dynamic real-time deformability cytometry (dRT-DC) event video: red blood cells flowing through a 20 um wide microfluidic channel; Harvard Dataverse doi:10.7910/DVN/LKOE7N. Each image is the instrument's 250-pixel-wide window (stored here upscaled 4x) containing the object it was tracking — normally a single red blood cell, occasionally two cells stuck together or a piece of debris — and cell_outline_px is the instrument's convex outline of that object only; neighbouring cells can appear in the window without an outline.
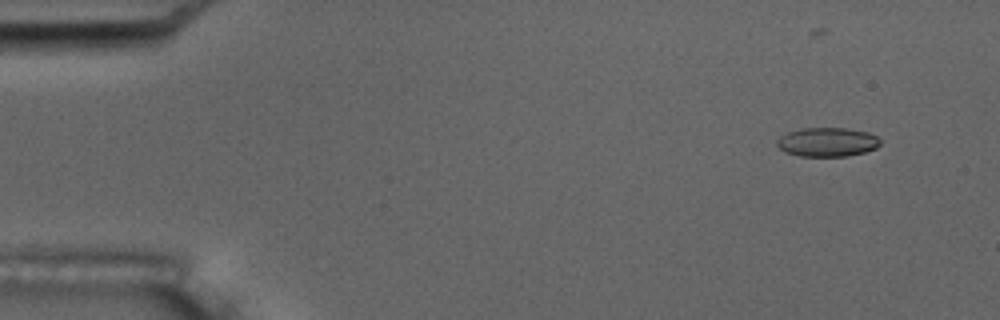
{"species": "common noctule bat (a hibernating species)", "species_latin": "Nyctalus noctula", "temperature_condition": "room temperature", "stored_images_in_passage": 3, "camera_frame_rate_fps": 3000, "um_per_image_px": 0.085, "animal": {"sex": "male", "body_mass_g": 17.5, "forearm_length_mm": 52.3}, "frame": {"image": 1, "passage_image": 1, "time_ms": 0.0, "image_size_px": [1000, 320], "cell_outline_px": [[880, 144], [876, 148], [864, 152], [848, 156], [800, 156], [788, 152], [780, 148], [776, 144], [776, 140], [780, 136], [788, 132], [800, 128], [844, 128], [868, 132], [876, 136], [880, 140]], "centroid_in_image_um": [70.32, 12.07], "position_along_channel_um": 14.7, "area_um2": 17.4}}